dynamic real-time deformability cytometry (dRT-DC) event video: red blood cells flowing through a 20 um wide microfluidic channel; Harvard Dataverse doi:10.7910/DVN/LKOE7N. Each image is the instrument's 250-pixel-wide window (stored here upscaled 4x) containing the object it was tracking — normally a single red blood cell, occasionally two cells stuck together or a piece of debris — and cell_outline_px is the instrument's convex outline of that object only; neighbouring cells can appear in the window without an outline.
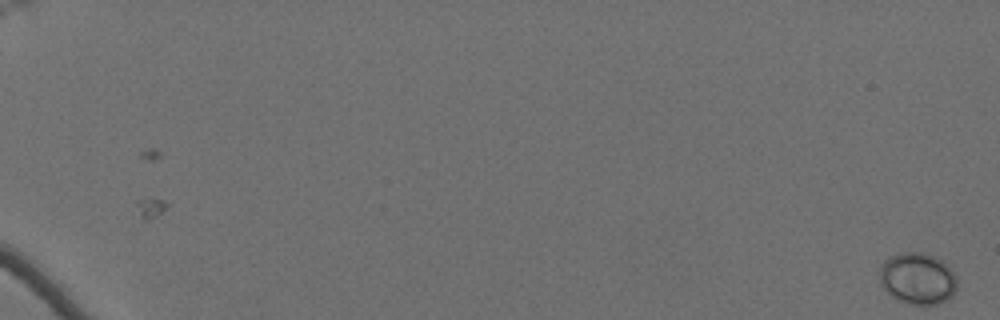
{"species": "Egyptian fruit bat (a non-hibernating species)", "species_latin": "Rousettus aegyptiacus", "temperature_condition": "cold", "stored_images_in_passage": 63, "camera_frame_rate_fps": 3000, "um_per_image_px": 0.085, "animal": {"sex": "female"}, "frame": {"image": 1, "passage_image": 1, "time_ms": 0.0, "image_size_px": [1000, 320], "cell_outline_px": [[956, 288], [952, 296], [936, 304], [908, 304], [896, 300], [880, 284], [880, 268], [884, 260], [888, 256], [900, 252], [924, 252], [940, 260], [956, 276]], "centroid_in_image_um": [77.95, 23.66], "position_along_channel_um": 7.0, "area_um2": 23.18}}
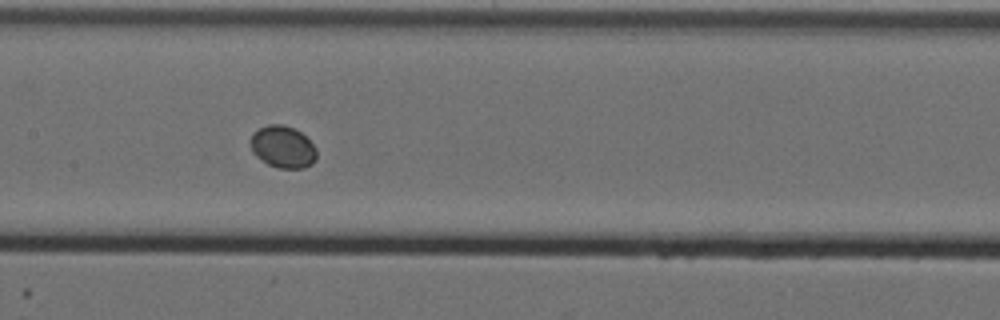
{"frame": {"image": 2, "passage_image": 36, "time_ms": 11.667, "image_size_px": [1000, 320], "cell_outline_px": [[316, 160], [312, 164], [304, 168], [280, 168], [268, 164], [256, 156], [252, 152], [248, 140], [252, 132], [268, 124], [284, 124], [300, 132], [316, 148]], "centroid_in_image_um": [24.0, 12.48], "position_along_channel_um": 183.4, "area_um2": 16.3}}
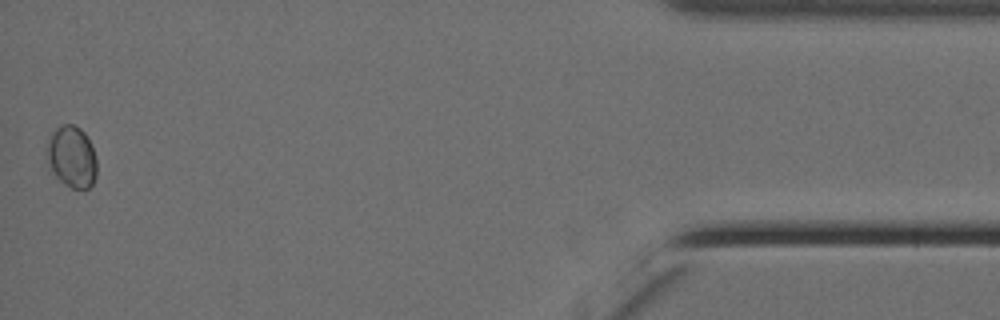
{"frame": {"image": 3, "passage_image": 63, "time_ms": 20.667, "image_size_px": [1000, 320], "cell_outline_px": [[96, 176], [92, 184], [88, 188], [72, 188], [64, 184], [56, 176], [48, 160], [48, 144], [56, 128], [60, 124], [72, 124], [80, 128], [84, 132], [92, 148], [96, 160]], "centroid_in_image_um": [6.13, 13.33], "position_along_channel_um": 429.1, "area_um2": 17.34}}